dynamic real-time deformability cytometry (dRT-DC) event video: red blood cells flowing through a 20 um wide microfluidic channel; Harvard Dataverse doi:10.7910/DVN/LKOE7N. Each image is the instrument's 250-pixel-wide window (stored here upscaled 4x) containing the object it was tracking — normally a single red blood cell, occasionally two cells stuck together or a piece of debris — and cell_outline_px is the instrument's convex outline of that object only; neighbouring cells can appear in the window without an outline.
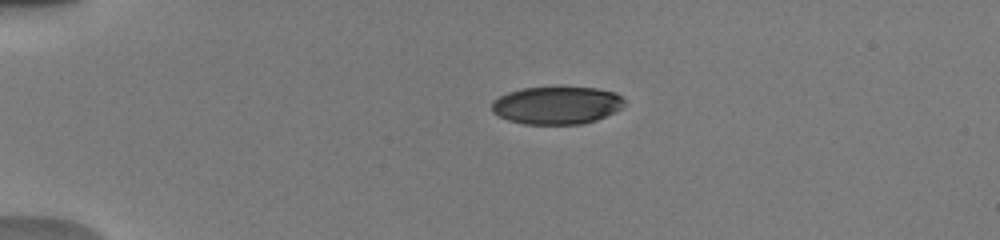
{"species": "human", "species_latin": "Homo sapiens", "temperature_condition": "warm", "stored_images_in_passage": 38, "camera_frame_rate_fps": 3000, "um_per_image_px": 0.085, "donor": {"sex": "male"}, "frame": {"image": 1, "passage_image": 1, "time_ms": 0.0, "image_size_px": [1000, 240], "cell_outline_px": [[624, 104], [620, 108], [596, 120], [584, 124], [524, 124], [508, 120], [492, 112], [492, 104], [500, 96], [508, 92], [520, 88], [596, 88], [616, 92], [624, 100]], "centroid_in_image_um": [47.32, 8.96], "position_along_channel_um": 37.7, "area_um2": 28.78}}
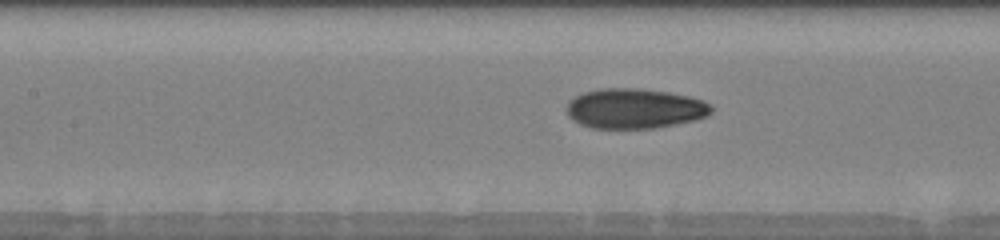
{"frame": {"image": 2, "passage_image": 14, "time_ms": 4.333, "image_size_px": [1000, 240], "cell_outline_px": [[712, 112], [708, 116], [692, 120], [652, 128], [592, 128], [580, 124], [572, 120], [568, 116], [568, 100], [584, 92], [604, 88], [640, 88], [668, 92], [688, 96], [704, 100], [712, 104]], "centroid_in_image_um": [53.95, 9.22], "position_along_channel_um": 153.4, "area_um2": 33.64}}
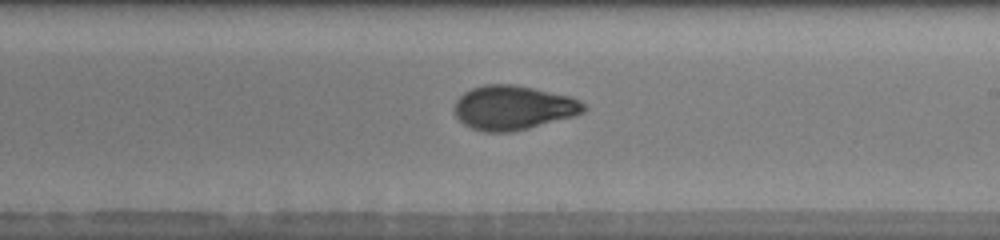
{"frame": {"image": 3, "passage_image": 25, "time_ms": 6.667, "image_size_px": [1000, 240], "cell_outline_px": [[588, 108], [584, 112], [572, 116], [528, 128], [508, 132], [484, 132], [472, 128], [464, 124], [456, 116], [456, 100], [464, 92], [472, 88], [484, 84], [512, 84], [572, 96], [580, 100]], "centroid_in_image_um": [43.64, 9.14], "position_along_channel_um": 245.4, "area_um2": 33.12}}